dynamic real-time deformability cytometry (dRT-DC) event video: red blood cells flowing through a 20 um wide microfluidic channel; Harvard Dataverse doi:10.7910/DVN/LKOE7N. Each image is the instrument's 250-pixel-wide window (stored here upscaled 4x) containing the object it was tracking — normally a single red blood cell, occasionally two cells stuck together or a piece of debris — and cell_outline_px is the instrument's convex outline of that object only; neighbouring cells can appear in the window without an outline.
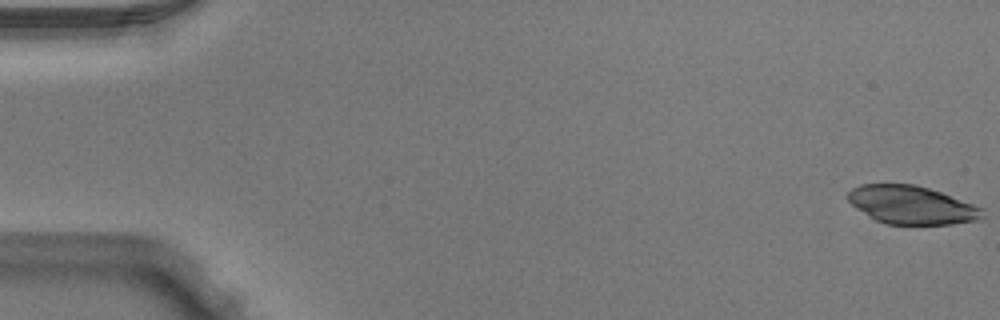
{"species": "Egyptian fruit bat (a non-hibernating species)", "species_latin": "Rousettus aegyptiacus", "temperature_condition": "warm", "stored_images_in_passage": 51, "camera_frame_rate_fps": 3000, "um_per_image_px": 0.085, "animal": {"sex": "male"}, "frame": {"image": 1, "passage_image": 1, "time_ms": 0.0, "image_size_px": [1000, 320], "cell_outline_px": [[984, 208], [980, 220], [952, 224], [888, 224], [876, 220], [856, 208], [848, 200], [848, 192], [852, 188], [860, 184], [916, 184], [940, 192]], "centroid_in_image_um": [77.49, 17.42], "position_along_channel_um": 7.5, "area_um2": 29.77}}
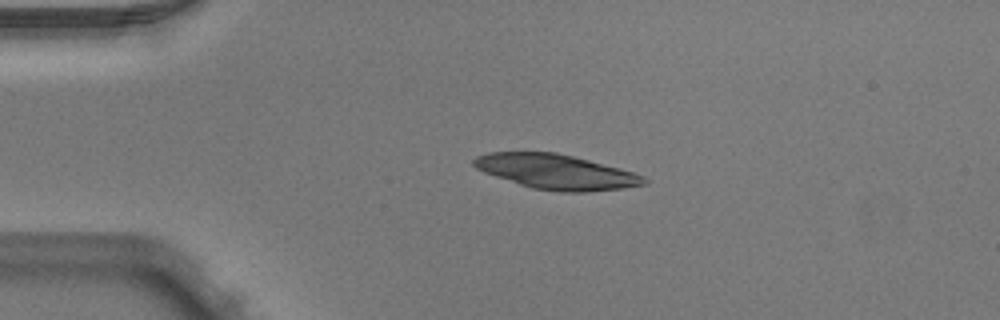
{"frame": {"image": 2, "passage_image": 12, "time_ms": 3.667, "image_size_px": [1000, 320], "cell_outline_px": [[648, 184], [624, 188], [584, 192], [560, 192], [532, 188], [484, 172], [476, 168], [472, 164], [472, 160], [476, 156], [488, 152], [556, 152], [620, 168], [644, 176], [648, 180]], "centroid_in_image_um": [47.28, 14.6], "position_along_channel_um": 37.7, "area_um2": 34.39}}